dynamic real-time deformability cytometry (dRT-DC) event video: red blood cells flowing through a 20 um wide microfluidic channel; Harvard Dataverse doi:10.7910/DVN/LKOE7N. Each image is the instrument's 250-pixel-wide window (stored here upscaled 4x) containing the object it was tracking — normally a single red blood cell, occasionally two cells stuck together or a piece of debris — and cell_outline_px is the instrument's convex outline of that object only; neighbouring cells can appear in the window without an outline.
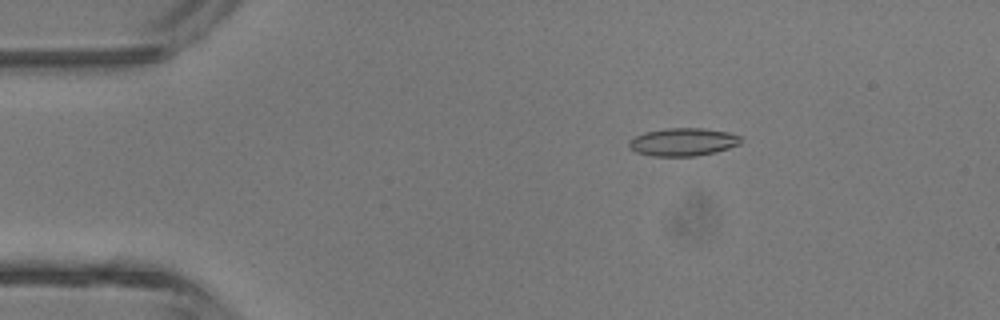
{"species": "common noctule bat (a hibernating species)", "species_latin": "Nyctalus noctula", "temperature_condition": "room temperature", "stored_images_in_passage": 4, "camera_frame_rate_fps": 3000, "um_per_image_px": 0.085, "animal": {"sex": "male", "body_mass_g": 13.3}, "frame": {"image": 1, "passage_image": 2, "time_ms": 1.0, "image_size_px": [1000, 320], "cell_outline_px": [[744, 140], [740, 144], [716, 152], [696, 156], [652, 156], [636, 152], [628, 148], [628, 140], [644, 132], [668, 128], [704, 128], [728, 132], [740, 136]], "centroid_in_image_um": [58.05, 12.07], "position_along_channel_um": 26.9, "area_um2": 18.38}}
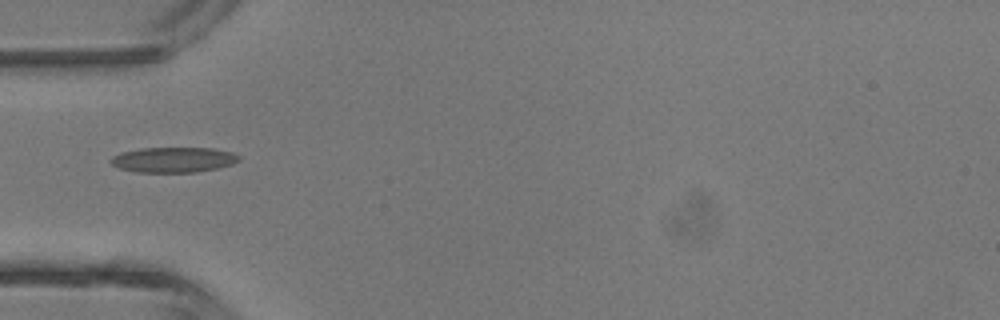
{"frame": {"image": 2, "passage_image": 4, "time_ms": 3.333, "image_size_px": [1000, 320], "cell_outline_px": [[240, 160], [232, 164], [216, 168], [196, 172], [136, 172], [120, 168], [112, 164], [108, 160], [112, 156], [120, 152], [140, 148], [212, 148], [232, 152], [240, 156]], "centroid_in_image_um": [14.72, 13.57], "position_along_channel_um": 70.3, "area_um2": 18.9}}